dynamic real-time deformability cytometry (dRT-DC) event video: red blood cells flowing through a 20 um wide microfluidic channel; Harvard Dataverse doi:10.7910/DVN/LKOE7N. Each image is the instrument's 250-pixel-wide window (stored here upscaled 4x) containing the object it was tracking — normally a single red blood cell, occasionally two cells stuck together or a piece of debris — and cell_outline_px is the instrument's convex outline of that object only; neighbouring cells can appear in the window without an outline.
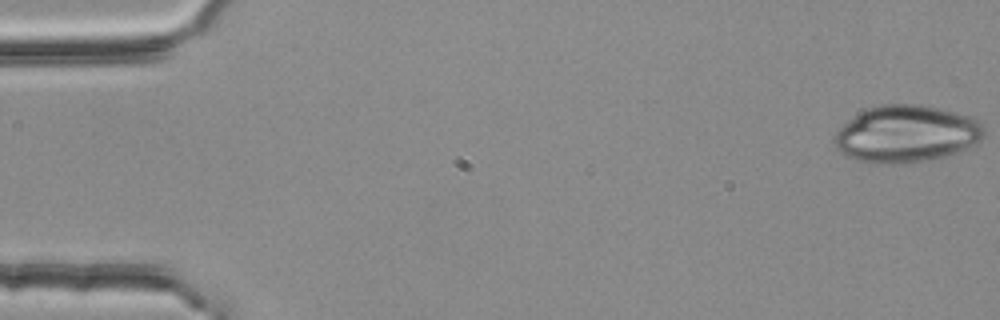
{"species": "common noctule bat (a hibernating species)", "species_latin": "Nyctalus noctula", "temperature_condition": "room temperature", "stored_images_in_passage": 54, "camera_frame_rate_fps": 3000, "um_per_image_px": 0.085, "animal": {"sex": "female", "body_mass_g": 25.1}, "frame": {"image": 1, "passage_image": 1, "time_ms": 0.0, "image_size_px": [1000, 320], "cell_outline_px": [[984, 136], [976, 148], [948, 156], [924, 160], [896, 164], [876, 164], [856, 160], [844, 156], [836, 148], [832, 140], [836, 132], [852, 116], [868, 108], [880, 104], [920, 104], [940, 108], [956, 112], [968, 116], [976, 120], [984, 128]], "centroid_in_image_um": [77.06, 11.4], "position_along_channel_um": 7.9, "area_um2": 50.52}}
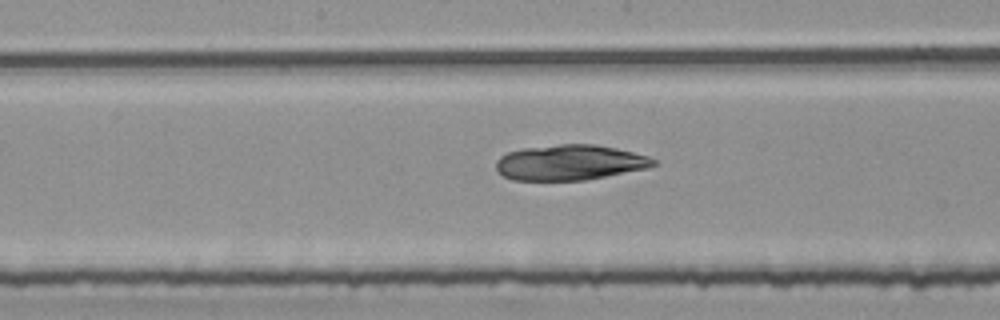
{"frame": {"image": 2, "passage_image": 28, "time_ms": 9.0, "image_size_px": [1000, 320], "cell_outline_px": [[660, 164], [648, 168], [584, 180], [512, 180], [504, 176], [496, 168], [496, 160], [500, 156], [508, 152], [524, 148], [560, 144], [596, 144], [616, 148], [648, 156], [656, 160]], "centroid_in_image_um": [48.45, 13.81], "position_along_channel_um": 199.7, "area_um2": 32.43}}
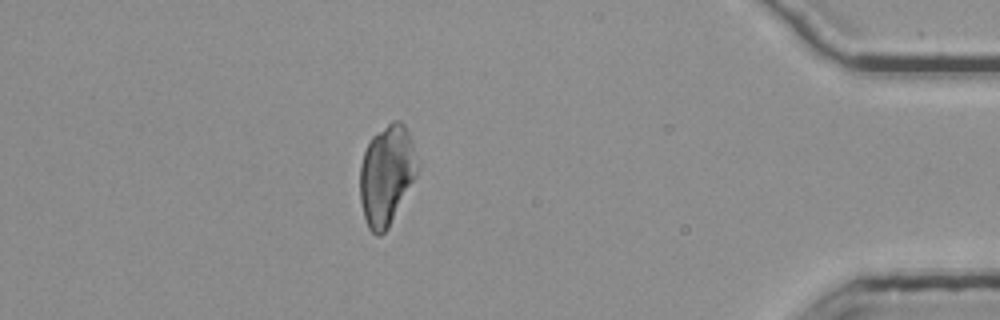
{"frame": {"image": 3, "passage_image": 48, "time_ms": 15.667, "image_size_px": [1000, 320], "cell_outline_px": [[416, 176], [388, 228], [380, 236], [376, 236], [368, 228], [364, 216], [360, 200], [360, 164], [364, 152], [372, 136], [392, 120], [400, 120], [404, 124], [408, 132], [412, 144], [416, 168]], "centroid_in_image_um": [32.82, 14.89], "position_along_channel_um": 402.4, "area_um2": 32.89}}